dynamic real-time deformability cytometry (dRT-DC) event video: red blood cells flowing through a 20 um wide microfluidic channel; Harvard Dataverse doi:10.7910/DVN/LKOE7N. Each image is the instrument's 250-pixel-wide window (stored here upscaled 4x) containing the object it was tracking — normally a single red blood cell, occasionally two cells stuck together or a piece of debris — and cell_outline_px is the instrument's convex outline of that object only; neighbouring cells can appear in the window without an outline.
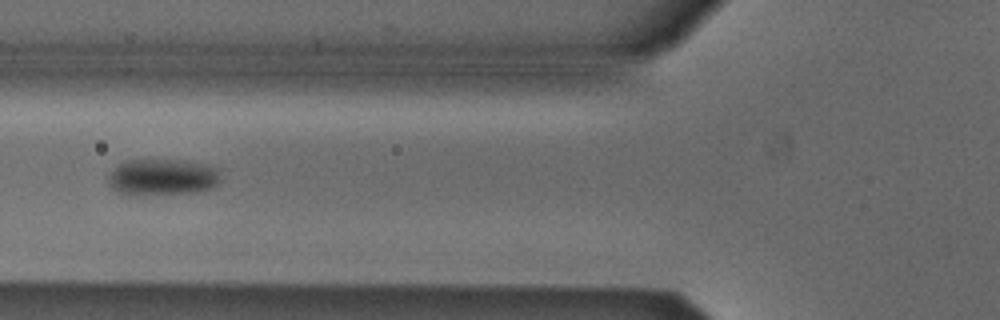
{"species": "Egyptian fruit bat (a non-hibernating species)", "species_latin": "Rousettus aegyptiacus", "temperature_condition": "cold", "stored_images_in_passage": 35, "camera_frame_rate_fps": 3000, "um_per_image_px": 0.085, "animal": {"sex": "male"}, "frame": {"image": 1, "passage_image": 5, "time_ms": 1.333, "image_size_px": [1000, 320], "cell_outline_px": [[220, 180], [212, 188], [200, 192], [120, 192], [112, 188], [108, 184], [108, 176], [120, 164], [128, 160], [188, 160], [208, 164], [220, 168]], "centroid_in_image_um": [13.92, 15.0], "position_along_channel_um": 111.9, "area_um2": 23.18}}
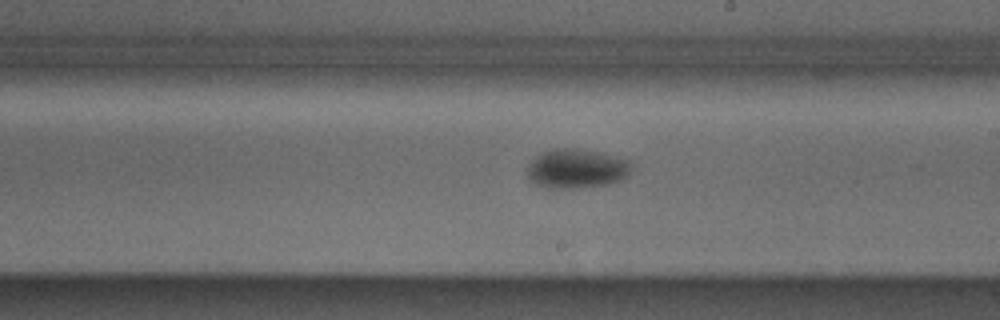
{"frame": {"image": 2, "passage_image": 15, "time_ms": 4.667, "image_size_px": [1000, 320], "cell_outline_px": [[632, 168], [628, 176], [624, 180], [608, 184], [576, 188], [552, 188], [536, 184], [528, 176], [528, 164], [536, 156], [552, 148], [576, 148], [604, 152], [628, 160], [632, 164]], "centroid_in_image_um": [49.07, 14.32], "position_along_channel_um": 239.9, "area_um2": 24.1}}
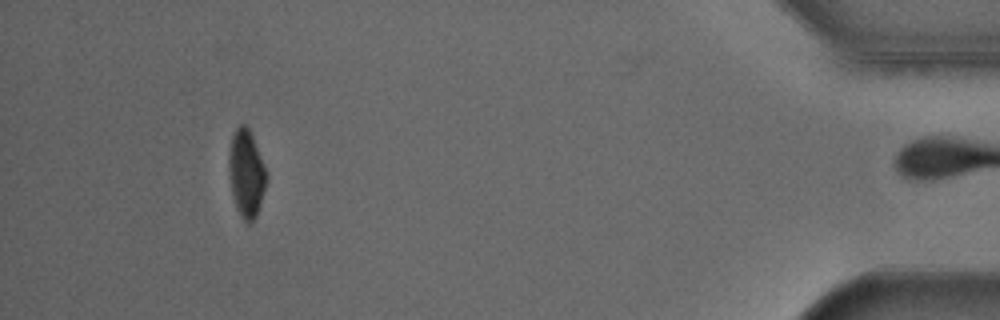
{"frame": {"image": 3, "passage_image": 34, "time_ms": 11.0, "image_size_px": [1000, 320], "cell_outline_px": [[268, 176], [260, 204], [256, 216], [248, 224], [240, 216], [236, 208], [232, 192], [228, 168], [228, 156], [232, 136], [236, 128], [240, 124], [244, 124], [248, 128], [252, 136]], "centroid_in_image_um": [20.92, 14.75], "position_along_channel_um": 414.3, "area_um2": 18.84}, "authors_computed_cell_mechanics": {"area_um2": 23.0622, "velocity_mm_per_s": 3.8437, "shape_relaxation_time_tau1_ms": 5.4942, "shape_relaxation_time_tau2_ms": null, "deformation_change_tau1": 0.1128, "deformation_change_tau2": null}}